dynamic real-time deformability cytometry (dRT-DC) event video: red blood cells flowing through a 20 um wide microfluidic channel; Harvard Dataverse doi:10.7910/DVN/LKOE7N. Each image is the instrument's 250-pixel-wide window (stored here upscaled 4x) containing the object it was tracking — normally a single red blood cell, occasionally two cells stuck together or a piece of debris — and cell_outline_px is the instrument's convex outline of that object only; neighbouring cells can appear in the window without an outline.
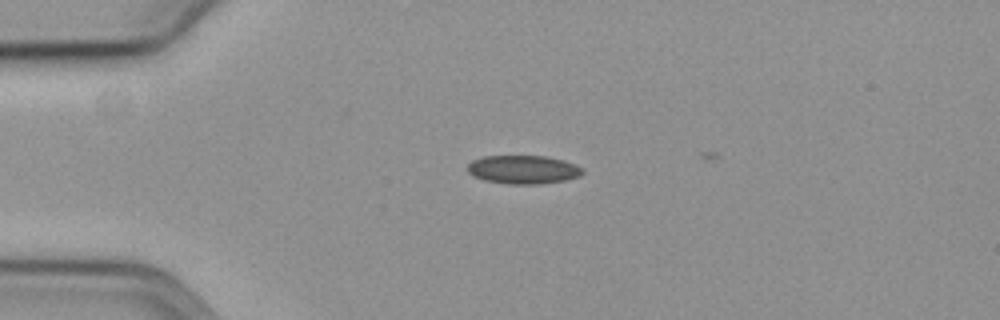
{"species": "common noctule bat (a hibernating species)", "species_latin": "Nyctalus noctula", "temperature_condition": "cold", "stored_images_in_passage": 12, "camera_frame_rate_fps": 3000, "um_per_image_px": 0.085, "animal": {"sex": "female", "body_mass_g": 19.3, "forearm_length_mm": 54.1}, "frame": {"image": 1, "passage_image": 11, "time_ms": 3.333, "image_size_px": [1000, 320], "cell_outline_px": [[584, 172], [580, 176], [564, 180], [540, 184], [508, 184], [484, 180], [472, 176], [464, 168], [472, 160], [484, 156], [548, 156], [564, 160], [576, 164], [584, 168]], "centroid_in_image_um": [44.46, 14.41], "position_along_channel_um": 40.5, "area_um2": 19.42}}